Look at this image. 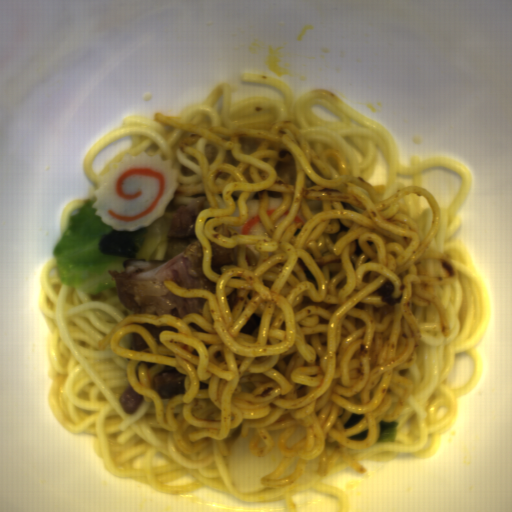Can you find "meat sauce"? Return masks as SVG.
Here are the masks:
<instances>
[{"mask_svg":"<svg viewBox=\"0 0 512 512\" xmlns=\"http://www.w3.org/2000/svg\"><path fill=\"white\" fill-rule=\"evenodd\" d=\"M211 256L215 271H221L226 266H233L234 255L231 249H224L213 244Z\"/></svg>","mask_w":512,"mask_h":512,"instance_id":"meat-sauce-2","label":"meat sauce"},{"mask_svg":"<svg viewBox=\"0 0 512 512\" xmlns=\"http://www.w3.org/2000/svg\"><path fill=\"white\" fill-rule=\"evenodd\" d=\"M119 402L124 412L133 414L138 411L142 399L140 394L134 392L129 386L119 395Z\"/></svg>","mask_w":512,"mask_h":512,"instance_id":"meat-sauce-3","label":"meat sauce"},{"mask_svg":"<svg viewBox=\"0 0 512 512\" xmlns=\"http://www.w3.org/2000/svg\"><path fill=\"white\" fill-rule=\"evenodd\" d=\"M187 374L170 370L152 376L151 388L157 393L160 399H172L182 396L185 389Z\"/></svg>","mask_w":512,"mask_h":512,"instance_id":"meat-sauce-1","label":"meat sauce"},{"mask_svg":"<svg viewBox=\"0 0 512 512\" xmlns=\"http://www.w3.org/2000/svg\"><path fill=\"white\" fill-rule=\"evenodd\" d=\"M263 316L260 314H252L249 320L247 321L246 325L242 329L241 333L242 336H252L257 331L260 330L261 322L263 320Z\"/></svg>","mask_w":512,"mask_h":512,"instance_id":"meat-sauce-5","label":"meat sauce"},{"mask_svg":"<svg viewBox=\"0 0 512 512\" xmlns=\"http://www.w3.org/2000/svg\"><path fill=\"white\" fill-rule=\"evenodd\" d=\"M396 280H384L377 286L376 293L382 302L388 307L399 302V297L395 294Z\"/></svg>","mask_w":512,"mask_h":512,"instance_id":"meat-sauce-4","label":"meat sauce"}]
</instances>
